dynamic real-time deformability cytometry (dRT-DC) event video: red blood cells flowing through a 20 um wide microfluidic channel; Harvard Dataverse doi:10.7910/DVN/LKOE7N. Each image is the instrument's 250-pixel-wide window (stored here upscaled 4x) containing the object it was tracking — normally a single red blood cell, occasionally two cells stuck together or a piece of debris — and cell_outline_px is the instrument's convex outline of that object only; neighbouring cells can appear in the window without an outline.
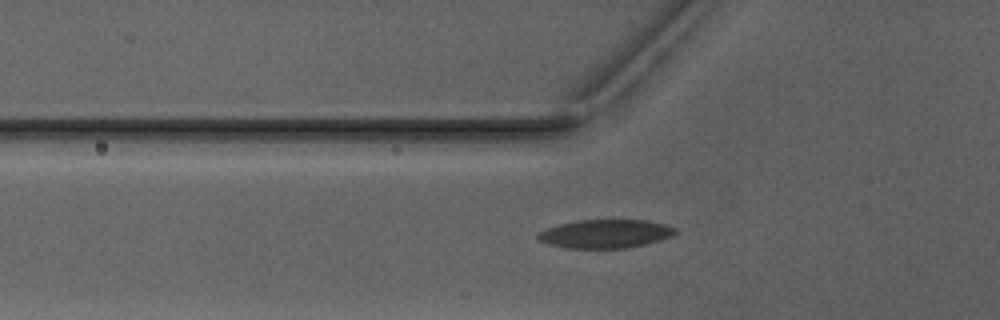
{"species": "Egyptian fruit bat (a non-hibernating species)", "species_latin": "Rousettus aegyptiacus", "temperature_condition": "warm", "stored_images_in_passage": 5, "camera_frame_rate_fps": 3000, "um_per_image_px": 0.085, "animal": {"sex": "male"}, "frame": {"image": 1, "passage_image": 5, "time_ms": 4.667, "image_size_px": [1000, 320], "cell_outline_px": [[680, 232], [672, 236], [660, 240], [628, 248], [564, 248], [548, 244], [540, 240], [536, 236], [536, 232], [560, 224], [576, 220], [644, 220], [664, 224], [676, 228]], "centroid_in_image_um": [51.46, 19.87], "position_along_channel_um": 74.3, "area_um2": 22.95}}